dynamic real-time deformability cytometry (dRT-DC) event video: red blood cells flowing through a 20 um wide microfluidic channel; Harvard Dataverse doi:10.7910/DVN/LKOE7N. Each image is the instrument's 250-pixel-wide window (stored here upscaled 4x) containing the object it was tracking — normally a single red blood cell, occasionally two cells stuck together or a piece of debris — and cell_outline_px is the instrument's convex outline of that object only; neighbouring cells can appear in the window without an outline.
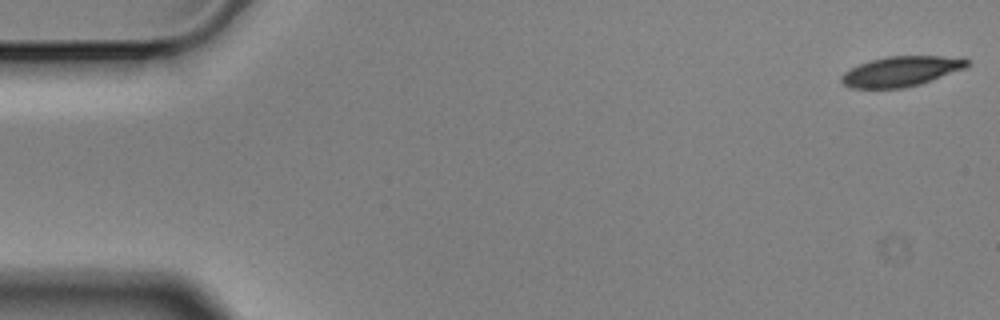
{"species": "Egyptian fruit bat (a non-hibernating species)", "species_latin": "Rousettus aegyptiacus", "temperature_condition": "cold", "stored_images_in_passage": 9, "camera_frame_rate_fps": 3000, "um_per_image_px": 0.085, "animal": {"sex": "male"}, "frame": {"image": 1, "passage_image": 1, "time_ms": 0.0, "image_size_px": [1000, 320], "cell_outline_px": [[968, 64], [964, 68], [920, 84], [904, 88], [852, 88], [844, 84], [840, 80], [840, 76], [844, 72], [860, 64], [872, 60], [888, 56], [940, 56], [968, 60]], "centroid_in_image_um": [76.53, 6.07], "position_along_channel_um": 8.5, "area_um2": 21.56}}
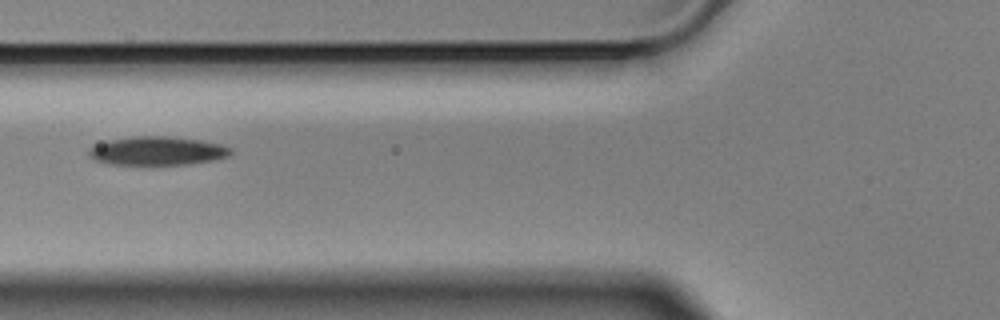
{"frame": {"image": 2, "passage_image": 6, "time_ms": 1.667, "image_size_px": [1000, 320], "cell_outline_px": [[232, 152], [228, 156], [212, 160], [184, 164], [108, 164], [96, 160], [88, 156], [88, 148], [108, 140], [132, 136], [164, 136], [200, 140], [220, 144], [232, 148]], "centroid_in_image_um": [13.33, 12.82], "position_along_channel_um": 112.5, "area_um2": 23.47}}
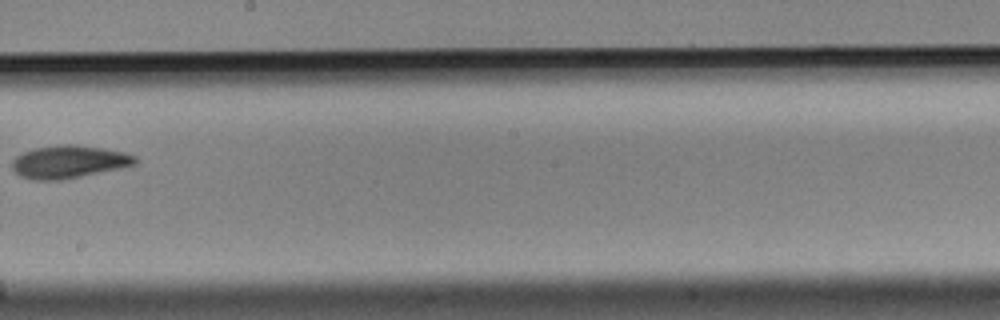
{"frame": {"image": 3, "passage_image": 9, "time_ms": 2.667, "image_size_px": [1000, 320], "cell_outline_px": [[140, 160], [136, 164], [120, 168], [60, 180], [32, 180], [20, 176], [12, 168], [12, 160], [16, 156], [24, 152], [36, 148], [64, 144], [72, 144], [100, 148], [124, 152], [136, 156]], "centroid_in_image_um": [5.86, 13.76], "position_along_channel_um": 242.3, "area_um2": 23.29}}